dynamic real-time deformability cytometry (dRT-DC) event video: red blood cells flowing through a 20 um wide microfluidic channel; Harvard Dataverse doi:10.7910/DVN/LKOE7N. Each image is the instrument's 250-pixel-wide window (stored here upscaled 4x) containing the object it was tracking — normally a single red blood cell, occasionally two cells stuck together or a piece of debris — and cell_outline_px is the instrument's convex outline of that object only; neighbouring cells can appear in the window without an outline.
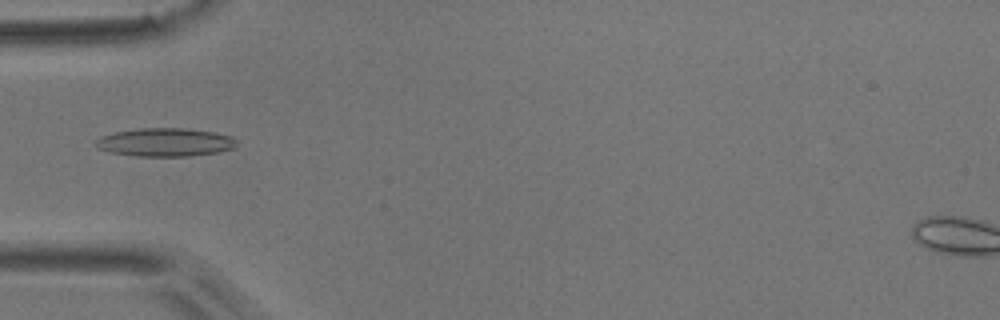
{"species": "common noctule bat (a hibernating species)", "species_latin": "Nyctalus noctula", "temperature_condition": "room temperature", "stored_images_in_passage": 2, "camera_frame_rate_fps": 3000, "um_per_image_px": 0.085, "animal": {"sex": "male", "body_mass_g": 17.9}, "frame": {"image": 1, "passage_image": 2, "time_ms": 0.333, "image_size_px": [1000, 320], "cell_outline_px": [[236, 148], [216, 152], [188, 156], [136, 156], [112, 152], [96, 148], [92, 144], [100, 136], [116, 132], [140, 128], [184, 128], [212, 132], [232, 136], [236, 140]], "centroid_in_image_um": [14.01, 12.09], "position_along_channel_um": 71.0, "area_um2": 23.24}}